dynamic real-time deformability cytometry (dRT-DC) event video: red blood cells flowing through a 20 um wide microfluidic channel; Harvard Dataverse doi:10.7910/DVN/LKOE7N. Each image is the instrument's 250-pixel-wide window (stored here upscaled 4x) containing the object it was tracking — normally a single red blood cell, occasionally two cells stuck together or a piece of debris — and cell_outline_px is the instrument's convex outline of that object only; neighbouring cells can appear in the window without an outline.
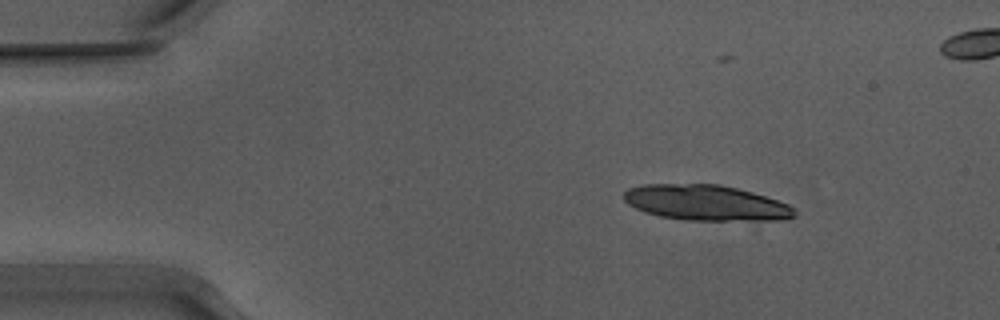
{"species": "Egyptian fruit bat (a non-hibernating species)", "species_latin": "Rousettus aegyptiacus", "temperature_condition": "warm", "stored_images_in_passage": 10, "camera_frame_rate_fps": 3000, "um_per_image_px": 0.085, "animal": {"sex": "male"}, "frame": {"image": 1, "passage_image": 1, "time_ms": 0.0, "image_size_px": [1000, 320], "cell_outline_px": [[796, 216], [788, 220], [688, 220], [660, 216], [644, 212], [628, 204], [624, 200], [624, 192], [628, 188], [644, 184], [720, 184], [752, 192], [788, 204], [796, 212]], "centroid_in_image_um": [60.0, 17.24], "position_along_channel_um": 25.0, "area_um2": 35.26}}